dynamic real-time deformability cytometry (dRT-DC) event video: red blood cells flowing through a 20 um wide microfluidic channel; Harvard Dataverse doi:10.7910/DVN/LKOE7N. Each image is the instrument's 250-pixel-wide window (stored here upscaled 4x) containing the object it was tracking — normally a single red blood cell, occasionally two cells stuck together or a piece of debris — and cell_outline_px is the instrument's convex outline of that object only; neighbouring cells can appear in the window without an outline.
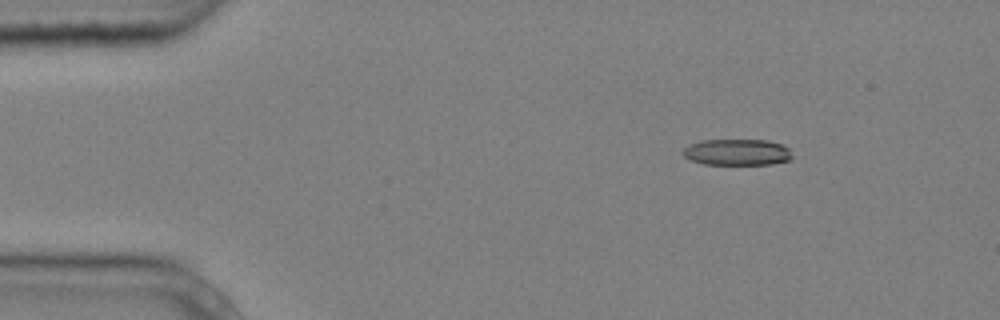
{"species": "common noctule bat (a hibernating species)", "species_latin": "Nyctalus noctula", "temperature_condition": "cold", "stored_images_in_passage": 3, "camera_frame_rate_fps": 3000, "um_per_image_px": 0.085, "animal": {"sex": "male", "body_mass_g": 20.4}, "frame": {"image": 1, "passage_image": 1, "time_ms": 0.0, "image_size_px": [1000, 320], "cell_outline_px": [[792, 160], [772, 164], [704, 164], [692, 160], [684, 156], [680, 152], [688, 144], [700, 140], [768, 140], [780, 144], [788, 148], [792, 156]], "centroid_in_image_um": [62.63, 12.93], "position_along_channel_um": 22.4, "area_um2": 16.82}}